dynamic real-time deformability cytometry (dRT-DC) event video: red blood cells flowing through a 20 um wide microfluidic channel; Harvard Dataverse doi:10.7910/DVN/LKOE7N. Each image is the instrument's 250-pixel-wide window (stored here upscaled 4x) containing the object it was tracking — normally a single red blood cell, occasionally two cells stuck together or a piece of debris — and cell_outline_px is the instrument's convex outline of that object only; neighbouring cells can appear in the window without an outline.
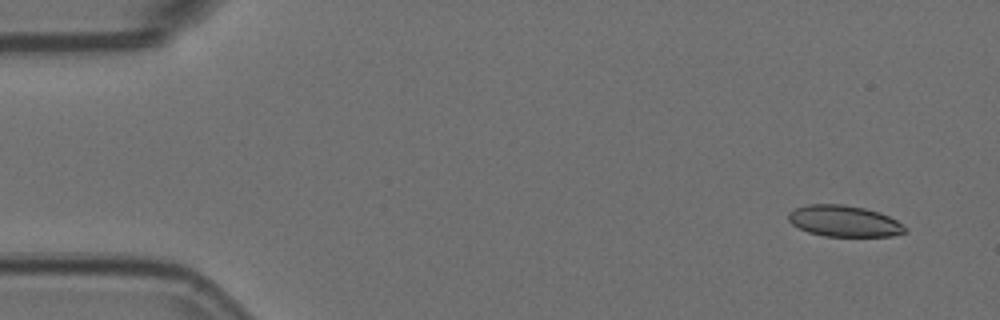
{"species": "Egyptian fruit bat (a non-hibernating species)", "species_latin": "Rousettus aegyptiacus", "temperature_condition": "room temperature", "stored_images_in_passage": 7, "camera_frame_rate_fps": 3000, "um_per_image_px": 0.085, "animal": {"sex": "female"}, "frame": {"image": 1, "passage_image": 1, "time_ms": 0.0, "image_size_px": [1000, 320], "cell_outline_px": [[908, 232], [892, 236], [824, 236], [808, 232], [792, 224], [788, 220], [788, 212], [796, 208], [808, 204], [844, 204], [864, 208], [880, 212], [896, 220], [908, 228]], "centroid_in_image_um": [71.77, 18.79], "position_along_channel_um": 13.2, "area_um2": 21.33}}
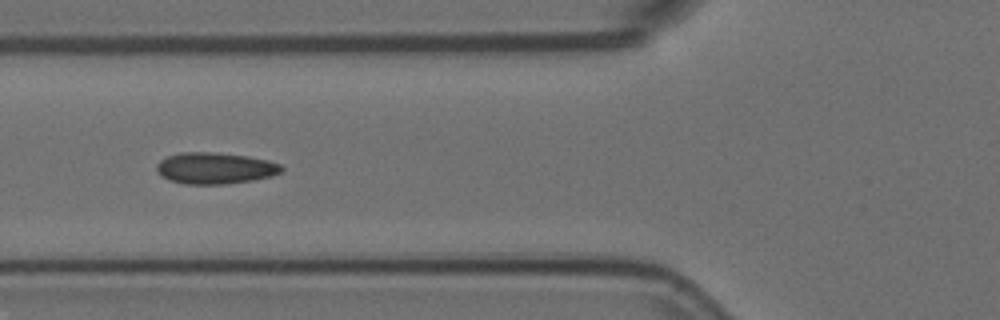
{"frame": {"image": 2, "passage_image": 6, "time_ms": 1.667, "image_size_px": [1000, 320], "cell_outline_px": [[284, 168], [280, 172], [272, 176], [252, 180], [224, 184], [184, 184], [168, 180], [160, 176], [156, 172], [156, 164], [160, 160], [168, 156], [180, 152], [212, 152], [248, 156], [268, 160], [280, 164]], "centroid_in_image_um": [18.24, 14.29], "position_along_channel_um": 107.6, "area_um2": 23.0}}
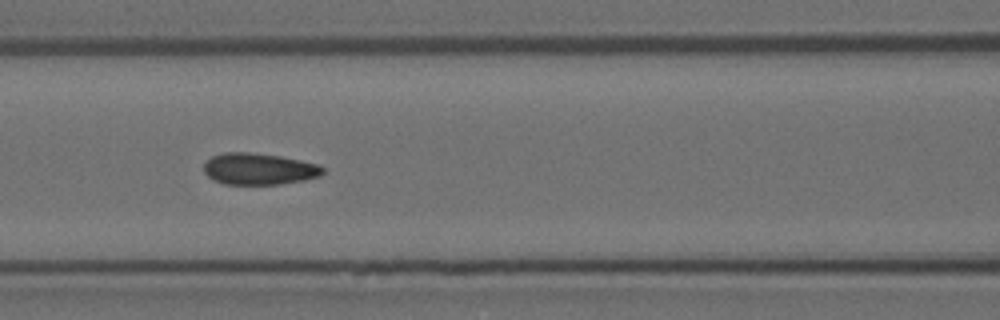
{"frame": {"image": 3, "passage_image": 7, "time_ms": 2.0, "image_size_px": [1000, 320], "cell_outline_px": [[324, 172], [320, 176], [304, 180], [280, 184], [224, 184], [212, 180], [204, 172], [204, 164], [212, 156], [224, 152], [248, 152], [280, 156], [300, 160], [316, 164], [324, 168]], "centroid_in_image_um": [21.99, 14.36], "position_along_channel_um": 144.6, "area_um2": 21.85}}